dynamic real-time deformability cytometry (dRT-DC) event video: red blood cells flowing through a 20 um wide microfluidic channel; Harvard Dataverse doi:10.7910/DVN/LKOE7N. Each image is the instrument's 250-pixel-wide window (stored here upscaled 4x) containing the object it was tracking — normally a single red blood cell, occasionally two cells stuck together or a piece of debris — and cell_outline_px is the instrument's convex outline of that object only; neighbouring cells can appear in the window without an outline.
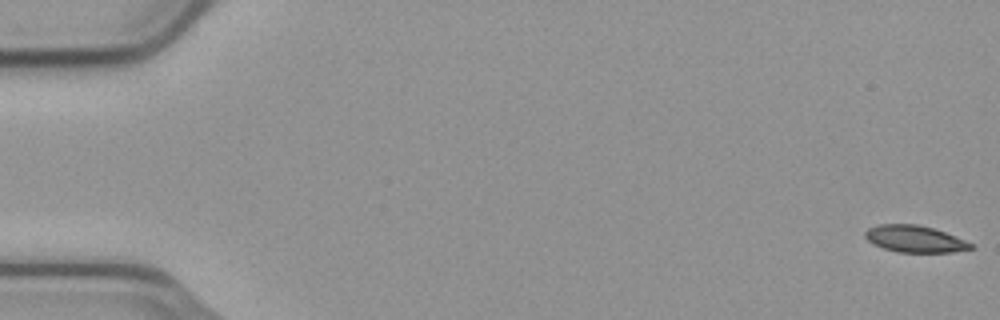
{"species": "common noctule bat (a hibernating species)", "species_latin": "Nyctalus noctula", "temperature_condition": "cold", "stored_images_in_passage": 56, "camera_frame_rate_fps": 3000, "um_per_image_px": 0.085, "animal": {"sex": "male", "body_mass_g": 23.1, "forearm_length_mm": 52.7}, "frame": {"image": 1, "passage_image": 1, "time_ms": 0.0, "image_size_px": [1000, 320], "cell_outline_px": [[976, 248], [952, 252], [900, 252], [884, 248], [872, 244], [864, 236], [864, 232], [868, 228], [880, 224], [916, 224], [932, 228], [944, 232], [964, 240], [972, 244]], "centroid_in_image_um": [77.73, 20.31], "position_along_channel_um": 7.3, "area_um2": 16.36}}
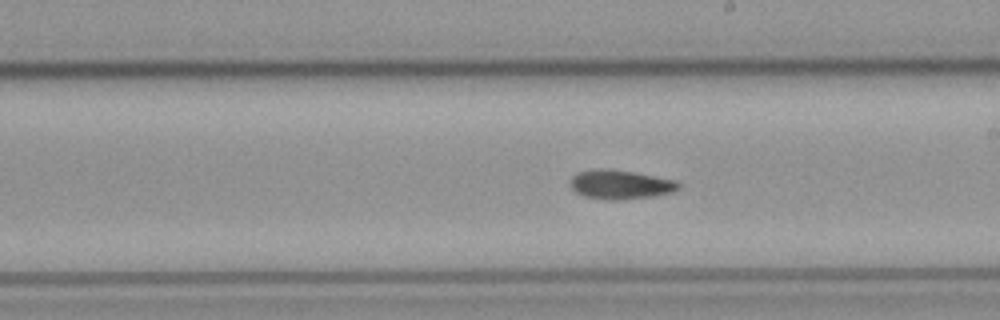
{"frame": {"image": 2, "passage_image": 32, "time_ms": 10.333, "image_size_px": [1000, 320], "cell_outline_px": [[680, 188], [672, 192], [652, 196], [624, 200], [608, 200], [584, 196], [576, 192], [572, 188], [572, 176], [580, 172], [600, 168], [608, 168], [632, 172], [676, 180], [680, 184]], "centroid_in_image_um": [52.76, 15.69], "position_along_channel_um": 236.2, "area_um2": 18.21}}
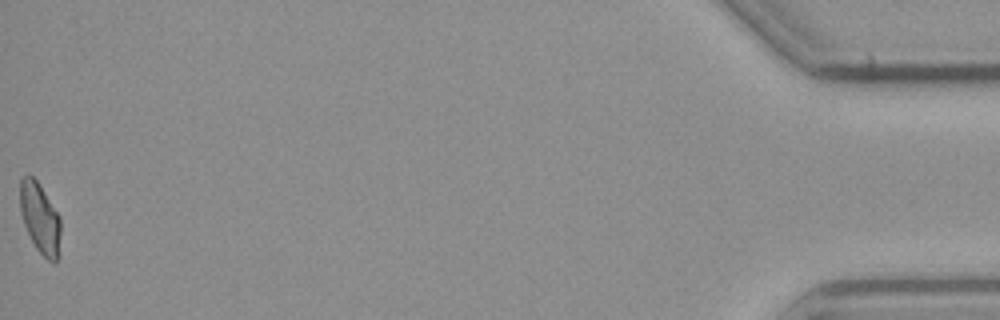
{"frame": {"image": 3, "passage_image": 56, "time_ms": 18.333, "image_size_px": [1000, 320], "cell_outline_px": [[60, 232], [56, 260], [48, 260], [36, 248], [24, 224], [20, 212], [20, 180], [24, 176], [32, 176], [36, 180], [60, 216]], "centroid_in_image_um": [3.38, 18.5], "position_along_channel_um": 431.8, "area_um2": 16.13}, "authors_computed_cell_mechanics": {"area_um2": 17.3978, "velocity_mm_per_s": 3.739, "shape_relaxation_time_tau1_ms": 9.9651, "shape_relaxation_time_tau2_ms": null, "deformation_change_tau1": 0.1884, "deformation_change_tau2": null}}